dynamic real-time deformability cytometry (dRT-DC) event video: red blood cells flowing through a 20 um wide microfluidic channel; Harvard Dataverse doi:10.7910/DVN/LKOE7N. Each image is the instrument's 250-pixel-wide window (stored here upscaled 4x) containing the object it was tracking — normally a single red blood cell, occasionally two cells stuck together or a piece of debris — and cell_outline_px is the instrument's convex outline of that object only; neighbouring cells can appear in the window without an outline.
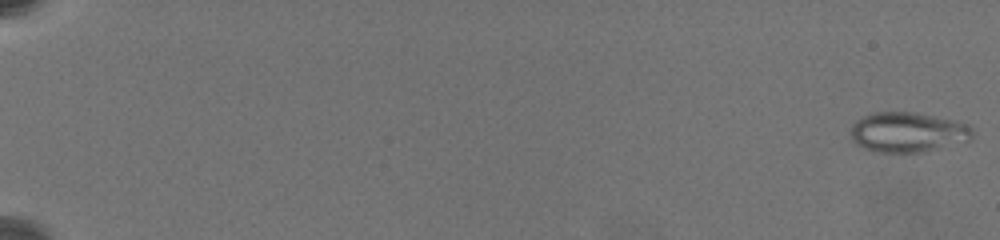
{"species": "common noctule bat (a hibernating species)", "species_latin": "Nyctalus noctula", "temperature_condition": "warm", "stored_images_in_passage": 95, "camera_frame_rate_fps": 3000, "um_per_image_px": 0.085, "animal": {"sex": "female", "body_mass_g": 19.5, "forearm_length_mm": 54.1}, "frame": {"image": 1, "passage_image": 1, "time_ms": 0.0, "image_size_px": [1000, 240], "cell_outline_px": [[972, 136], [968, 140], [920, 152], [880, 152], [856, 144], [852, 140], [848, 132], [852, 124], [856, 120], [872, 112], [916, 112], [952, 120], [968, 124], [972, 128]], "centroid_in_image_um": [77.1, 11.21], "position_along_channel_um": 7.9, "area_um2": 28.09}}
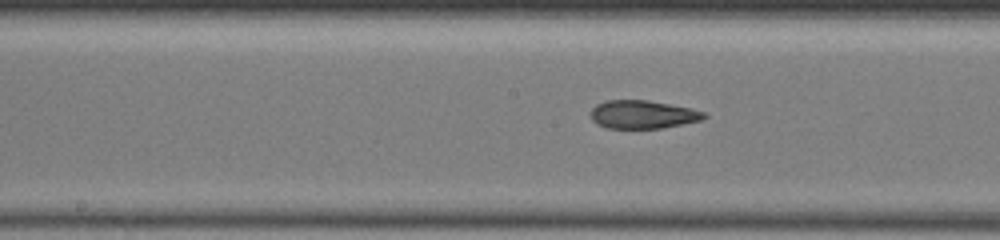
{"frame": {"image": 2, "passage_image": 49, "time_ms": 12.0, "image_size_px": [1000, 240], "cell_outline_px": [[708, 116], [700, 120], [664, 128], [608, 128], [596, 124], [592, 120], [588, 112], [596, 104], [604, 100], [648, 100], [692, 108], [704, 112]], "centroid_in_image_um": [54.59, 9.72], "position_along_channel_um": 193.6, "area_um2": 18.84}}
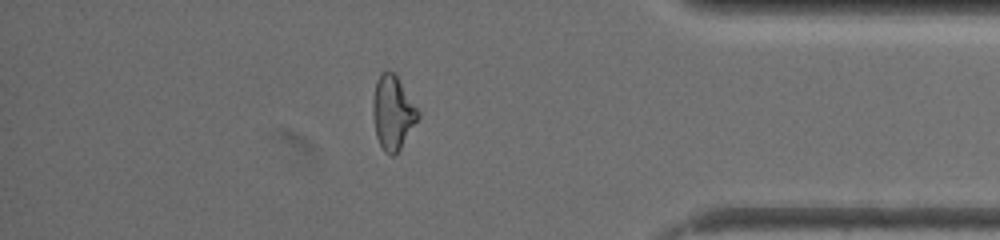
{"frame": {"image": 3, "passage_image": 78, "time_ms": 18.667, "image_size_px": [1000, 240], "cell_outline_px": [[420, 116], [400, 148], [392, 156], [384, 152], [376, 136], [372, 116], [372, 100], [376, 80], [380, 72], [392, 72], [396, 76], [420, 112]], "centroid_in_image_um": [33.36, 9.57], "position_along_channel_um": 401.8, "area_um2": 19.25}, "authors_computed_cell_mechanics": {"area_um2": 19.9988, "velocity_mm_per_s": 3.4429, "shape_relaxation_time_tau1_ms": null, "shape_relaxation_time_tau2_ms": 2.9892, "deformation_change_tau1": null, "deformation_change_tau2": 0.1028}}